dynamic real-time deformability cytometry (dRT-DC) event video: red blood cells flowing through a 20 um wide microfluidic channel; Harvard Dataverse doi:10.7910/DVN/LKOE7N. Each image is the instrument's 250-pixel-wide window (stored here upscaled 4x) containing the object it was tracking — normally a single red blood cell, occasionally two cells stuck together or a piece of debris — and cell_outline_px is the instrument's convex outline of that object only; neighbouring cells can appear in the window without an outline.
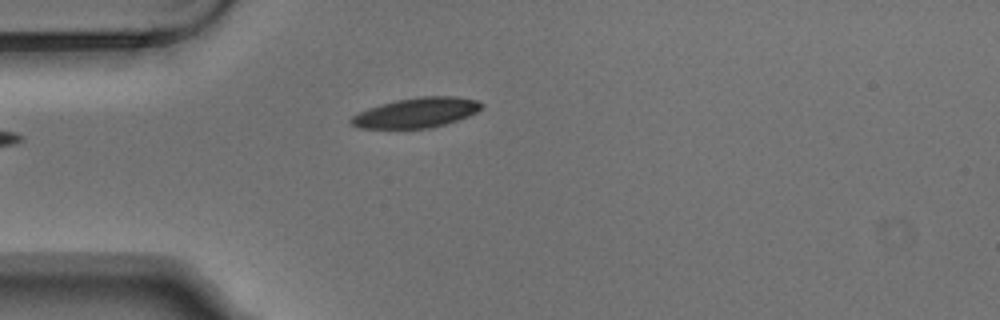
{"species": "Egyptian fruit bat (a non-hibernating species)", "species_latin": "Rousettus aegyptiacus", "temperature_condition": "warm", "stored_images_in_passage": 5, "camera_frame_rate_fps": 3000, "um_per_image_px": 0.085, "animal": {"sex": "male"}, "frame": {"image": 1, "passage_image": 5, "time_ms": 1.333, "image_size_px": [1000, 320], "cell_outline_px": [[484, 104], [476, 112], [468, 116], [444, 124], [428, 128], [360, 128], [352, 124], [348, 120], [352, 116], [368, 108], [380, 104], [396, 100], [420, 96], [452, 96], [476, 100]], "centroid_in_image_um": [35.37, 9.57], "position_along_channel_um": 49.6, "area_um2": 22.48}}